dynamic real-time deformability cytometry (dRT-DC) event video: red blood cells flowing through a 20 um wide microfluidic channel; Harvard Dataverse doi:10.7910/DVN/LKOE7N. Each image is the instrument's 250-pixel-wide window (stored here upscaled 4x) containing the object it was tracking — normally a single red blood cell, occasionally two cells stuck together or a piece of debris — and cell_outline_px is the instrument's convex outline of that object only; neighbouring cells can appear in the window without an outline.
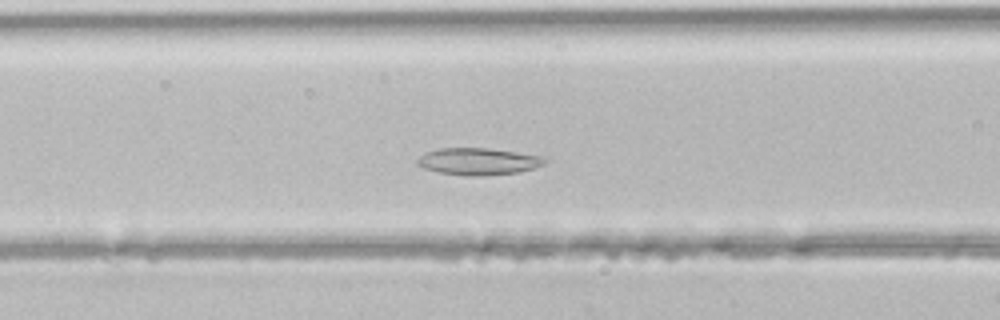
{"species": "common noctule bat (a hibernating species)", "species_latin": "Nyctalus noctula", "temperature_condition": "room temperature", "stored_images_in_passage": 45, "segment_of_instrument_passage": [1, 2], "camera_frame_rate_fps": 3000, "um_per_image_px": 0.085, "animal": {"sex": "male", "body_mass_g": 21.5, "forearm_length_mm": 52.0}, "frame": {"image": 1, "passage_image": 17, "time_ms": 5.333, "image_size_px": [1000, 320], "cell_outline_px": [[548, 160], [544, 164], [520, 172], [476, 176], [464, 176], [440, 172], [424, 168], [416, 164], [416, 160], [424, 152], [440, 148], [488, 148], [544, 156]], "centroid_in_image_um": [40.64, 13.71], "position_along_channel_um": 126.0, "area_um2": 20.06}}
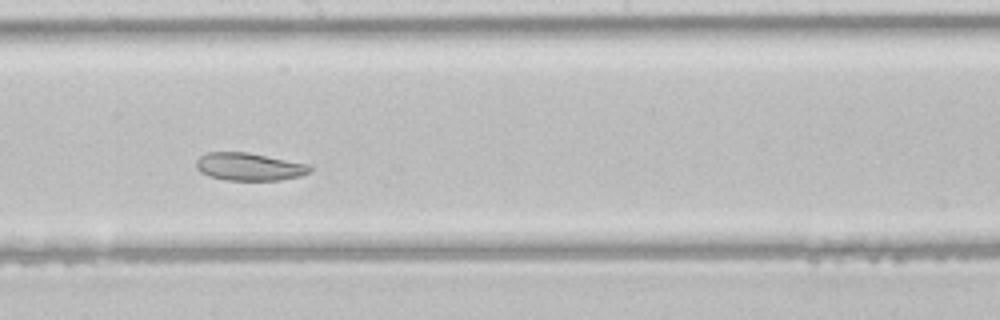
{"frame": {"image": 2, "passage_image": 24, "time_ms": 7.667, "image_size_px": [1000, 320], "cell_outline_px": [[312, 172], [300, 176], [280, 180], [224, 180], [208, 176], [200, 172], [196, 168], [196, 160], [200, 156], [208, 152], [248, 152], [312, 164]], "centroid_in_image_um": [21.22, 14.17], "position_along_channel_um": 227.0, "area_um2": 18.73}}
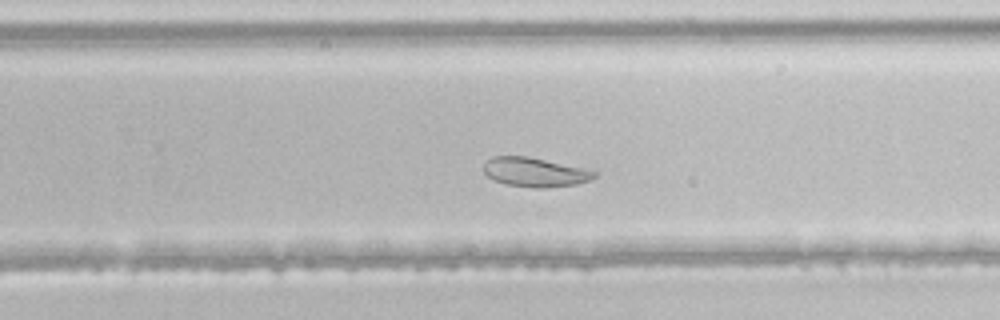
{"frame": {"image": 3, "passage_image": 28, "time_ms": 9.0, "image_size_px": [1000, 320], "cell_outline_px": [[596, 176], [588, 180], [576, 184], [544, 188], [532, 188], [508, 184], [496, 180], [488, 176], [484, 172], [484, 164], [492, 156], [524, 156], [584, 168], [596, 172]], "centroid_in_image_um": [45.45, 14.64], "position_along_channel_um": 284.3, "area_um2": 18.44}}